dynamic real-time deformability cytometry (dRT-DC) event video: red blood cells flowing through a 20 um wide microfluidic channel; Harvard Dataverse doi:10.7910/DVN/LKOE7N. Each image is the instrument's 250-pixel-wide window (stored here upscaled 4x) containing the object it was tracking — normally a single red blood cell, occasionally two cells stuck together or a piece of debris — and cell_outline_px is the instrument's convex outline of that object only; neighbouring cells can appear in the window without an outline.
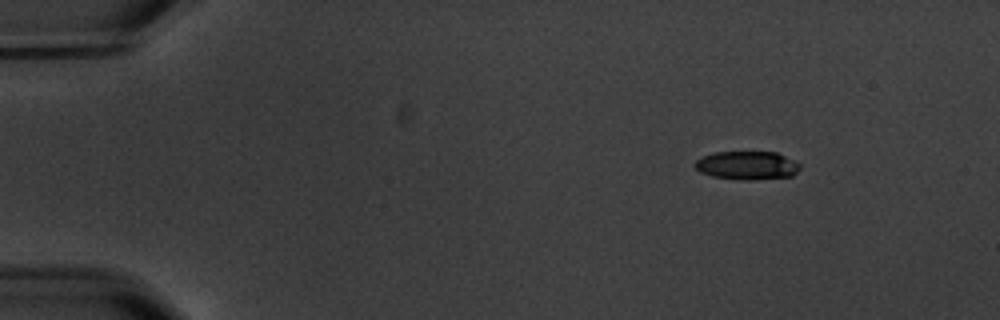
{"species": "common noctule bat (a hibernating species)", "species_latin": "Nyctalus noctula", "temperature_condition": "warm", "stored_images_in_passage": 1, "camera_frame_rate_fps": 3000, "um_per_image_px": 0.085, "animal": {"sex": "male", "body_mass_g": 20.1, "forearm_length_mm": 53.5}, "frame": {"image": 1, "passage_image": 1, "time_ms": 0.0, "image_size_px": [1000, 320], "cell_outline_px": [[800, 168], [792, 176], [756, 180], [740, 180], [712, 176], [700, 172], [692, 164], [696, 160], [712, 152], [776, 152], [800, 164]], "centroid_in_image_um": [63.47, 14.07], "position_along_channel_um": 21.5, "area_um2": 17.46}}